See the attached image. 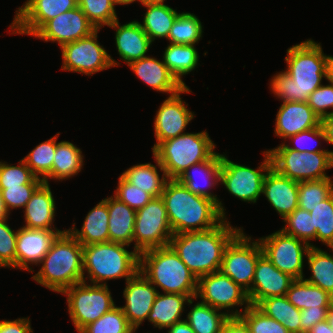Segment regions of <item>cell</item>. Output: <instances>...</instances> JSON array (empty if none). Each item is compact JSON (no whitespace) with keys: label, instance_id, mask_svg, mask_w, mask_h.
Listing matches in <instances>:
<instances>
[{"label":"cell","instance_id":"cell-6","mask_svg":"<svg viewBox=\"0 0 333 333\" xmlns=\"http://www.w3.org/2000/svg\"><path fill=\"white\" fill-rule=\"evenodd\" d=\"M139 270L158 292L196 295L198 279L170 245L141 252Z\"/></svg>","mask_w":333,"mask_h":333},{"label":"cell","instance_id":"cell-27","mask_svg":"<svg viewBox=\"0 0 333 333\" xmlns=\"http://www.w3.org/2000/svg\"><path fill=\"white\" fill-rule=\"evenodd\" d=\"M56 201L50 183H42L32 194L23 209L24 223L22 227L30 229L60 230L55 226Z\"/></svg>","mask_w":333,"mask_h":333},{"label":"cell","instance_id":"cell-63","mask_svg":"<svg viewBox=\"0 0 333 333\" xmlns=\"http://www.w3.org/2000/svg\"><path fill=\"white\" fill-rule=\"evenodd\" d=\"M167 0H141V2L153 3V4H163L165 5Z\"/></svg>","mask_w":333,"mask_h":333},{"label":"cell","instance_id":"cell-46","mask_svg":"<svg viewBox=\"0 0 333 333\" xmlns=\"http://www.w3.org/2000/svg\"><path fill=\"white\" fill-rule=\"evenodd\" d=\"M18 165L8 164L0 161V187H20L24 184H42L43 180L38 178L26 165L23 159Z\"/></svg>","mask_w":333,"mask_h":333},{"label":"cell","instance_id":"cell-34","mask_svg":"<svg viewBox=\"0 0 333 333\" xmlns=\"http://www.w3.org/2000/svg\"><path fill=\"white\" fill-rule=\"evenodd\" d=\"M146 8L143 21L138 23L147 34V36L154 42L157 39H168L170 29L175 21L177 9H173L168 4H153L141 2L140 5Z\"/></svg>","mask_w":333,"mask_h":333},{"label":"cell","instance_id":"cell-41","mask_svg":"<svg viewBox=\"0 0 333 333\" xmlns=\"http://www.w3.org/2000/svg\"><path fill=\"white\" fill-rule=\"evenodd\" d=\"M333 193V178L298 182V207L311 212Z\"/></svg>","mask_w":333,"mask_h":333},{"label":"cell","instance_id":"cell-37","mask_svg":"<svg viewBox=\"0 0 333 333\" xmlns=\"http://www.w3.org/2000/svg\"><path fill=\"white\" fill-rule=\"evenodd\" d=\"M194 300H196L195 297L187 304L191 309L184 318L185 321L195 333H220L229 316L201 301L194 303Z\"/></svg>","mask_w":333,"mask_h":333},{"label":"cell","instance_id":"cell-20","mask_svg":"<svg viewBox=\"0 0 333 333\" xmlns=\"http://www.w3.org/2000/svg\"><path fill=\"white\" fill-rule=\"evenodd\" d=\"M66 230L30 229L20 226L17 229L16 269L34 273L32 267L41 262L57 235Z\"/></svg>","mask_w":333,"mask_h":333},{"label":"cell","instance_id":"cell-13","mask_svg":"<svg viewBox=\"0 0 333 333\" xmlns=\"http://www.w3.org/2000/svg\"><path fill=\"white\" fill-rule=\"evenodd\" d=\"M195 298L229 317L240 316L250 306L247 292L220 271L198 278Z\"/></svg>","mask_w":333,"mask_h":333},{"label":"cell","instance_id":"cell-31","mask_svg":"<svg viewBox=\"0 0 333 333\" xmlns=\"http://www.w3.org/2000/svg\"><path fill=\"white\" fill-rule=\"evenodd\" d=\"M84 154L81 148L72 142L63 140L56 145L52 171L43 179L49 184V179L56 181L70 180L83 169Z\"/></svg>","mask_w":333,"mask_h":333},{"label":"cell","instance_id":"cell-62","mask_svg":"<svg viewBox=\"0 0 333 333\" xmlns=\"http://www.w3.org/2000/svg\"><path fill=\"white\" fill-rule=\"evenodd\" d=\"M327 320H328L329 326L332 328V331H333V304L331 305V307L328 310Z\"/></svg>","mask_w":333,"mask_h":333},{"label":"cell","instance_id":"cell-7","mask_svg":"<svg viewBox=\"0 0 333 333\" xmlns=\"http://www.w3.org/2000/svg\"><path fill=\"white\" fill-rule=\"evenodd\" d=\"M216 144L207 130L186 132L161 142L152 154L158 159L168 179H178L193 164L209 160Z\"/></svg>","mask_w":333,"mask_h":333},{"label":"cell","instance_id":"cell-48","mask_svg":"<svg viewBox=\"0 0 333 333\" xmlns=\"http://www.w3.org/2000/svg\"><path fill=\"white\" fill-rule=\"evenodd\" d=\"M290 142L287 141L282 142L287 148L296 150L298 152H331V150L324 149L321 145V140L325 141V134L321 127V125L297 133L288 139ZM294 143V144H293ZM317 144V145H316ZM319 146V147H318ZM322 147V148H321Z\"/></svg>","mask_w":333,"mask_h":333},{"label":"cell","instance_id":"cell-24","mask_svg":"<svg viewBox=\"0 0 333 333\" xmlns=\"http://www.w3.org/2000/svg\"><path fill=\"white\" fill-rule=\"evenodd\" d=\"M262 195L284 219L298 208V182L270 168L263 181Z\"/></svg>","mask_w":333,"mask_h":333},{"label":"cell","instance_id":"cell-15","mask_svg":"<svg viewBox=\"0 0 333 333\" xmlns=\"http://www.w3.org/2000/svg\"><path fill=\"white\" fill-rule=\"evenodd\" d=\"M263 254L283 273L302 279L305 257L310 246L296 237L277 230L258 238Z\"/></svg>","mask_w":333,"mask_h":333},{"label":"cell","instance_id":"cell-57","mask_svg":"<svg viewBox=\"0 0 333 333\" xmlns=\"http://www.w3.org/2000/svg\"><path fill=\"white\" fill-rule=\"evenodd\" d=\"M167 333H195L185 319L167 328Z\"/></svg>","mask_w":333,"mask_h":333},{"label":"cell","instance_id":"cell-35","mask_svg":"<svg viewBox=\"0 0 333 333\" xmlns=\"http://www.w3.org/2000/svg\"><path fill=\"white\" fill-rule=\"evenodd\" d=\"M286 297L299 310L329 309L333 304V296L303 279H295L292 282Z\"/></svg>","mask_w":333,"mask_h":333},{"label":"cell","instance_id":"cell-56","mask_svg":"<svg viewBox=\"0 0 333 333\" xmlns=\"http://www.w3.org/2000/svg\"><path fill=\"white\" fill-rule=\"evenodd\" d=\"M320 125L325 134V142L333 146V113L320 119ZM333 154V150H331Z\"/></svg>","mask_w":333,"mask_h":333},{"label":"cell","instance_id":"cell-4","mask_svg":"<svg viewBox=\"0 0 333 333\" xmlns=\"http://www.w3.org/2000/svg\"><path fill=\"white\" fill-rule=\"evenodd\" d=\"M83 245L67 230L51 243L49 251L37 266L39 271L31 277L48 290L62 293L83 281Z\"/></svg>","mask_w":333,"mask_h":333},{"label":"cell","instance_id":"cell-25","mask_svg":"<svg viewBox=\"0 0 333 333\" xmlns=\"http://www.w3.org/2000/svg\"><path fill=\"white\" fill-rule=\"evenodd\" d=\"M108 27L116 30L114 38L117 54L126 65L148 56L153 42L144 32L138 20L121 25L118 19Z\"/></svg>","mask_w":333,"mask_h":333},{"label":"cell","instance_id":"cell-26","mask_svg":"<svg viewBox=\"0 0 333 333\" xmlns=\"http://www.w3.org/2000/svg\"><path fill=\"white\" fill-rule=\"evenodd\" d=\"M128 67L137 78L156 92L167 93L172 96L184 88L169 72L163 60H158L153 56L132 61L128 64Z\"/></svg>","mask_w":333,"mask_h":333},{"label":"cell","instance_id":"cell-17","mask_svg":"<svg viewBox=\"0 0 333 333\" xmlns=\"http://www.w3.org/2000/svg\"><path fill=\"white\" fill-rule=\"evenodd\" d=\"M183 93L193 92L188 86L184 87L177 94L168 96L156 110L153 122L156 142L151 151L161 142L186 133V127L195 118L196 114L189 110L188 103L181 97Z\"/></svg>","mask_w":333,"mask_h":333},{"label":"cell","instance_id":"cell-19","mask_svg":"<svg viewBox=\"0 0 333 333\" xmlns=\"http://www.w3.org/2000/svg\"><path fill=\"white\" fill-rule=\"evenodd\" d=\"M125 283L123 290L125 305L120 307L130 325L134 329H139L149 316L158 290L140 270Z\"/></svg>","mask_w":333,"mask_h":333},{"label":"cell","instance_id":"cell-59","mask_svg":"<svg viewBox=\"0 0 333 333\" xmlns=\"http://www.w3.org/2000/svg\"><path fill=\"white\" fill-rule=\"evenodd\" d=\"M327 82L333 85V56L328 55L326 64V79Z\"/></svg>","mask_w":333,"mask_h":333},{"label":"cell","instance_id":"cell-61","mask_svg":"<svg viewBox=\"0 0 333 333\" xmlns=\"http://www.w3.org/2000/svg\"><path fill=\"white\" fill-rule=\"evenodd\" d=\"M140 2L141 3V0H112V2L114 3V5H130L131 3H134V2Z\"/></svg>","mask_w":333,"mask_h":333},{"label":"cell","instance_id":"cell-18","mask_svg":"<svg viewBox=\"0 0 333 333\" xmlns=\"http://www.w3.org/2000/svg\"><path fill=\"white\" fill-rule=\"evenodd\" d=\"M97 29L77 6L47 21L34 35L35 39L57 43L61 48L67 43L91 35Z\"/></svg>","mask_w":333,"mask_h":333},{"label":"cell","instance_id":"cell-2","mask_svg":"<svg viewBox=\"0 0 333 333\" xmlns=\"http://www.w3.org/2000/svg\"><path fill=\"white\" fill-rule=\"evenodd\" d=\"M227 219L204 231L171 237L169 245L197 279L219 271L226 247L243 230V227H233Z\"/></svg>","mask_w":333,"mask_h":333},{"label":"cell","instance_id":"cell-60","mask_svg":"<svg viewBox=\"0 0 333 333\" xmlns=\"http://www.w3.org/2000/svg\"><path fill=\"white\" fill-rule=\"evenodd\" d=\"M9 218V214L6 212L3 202H2V195L0 192V220Z\"/></svg>","mask_w":333,"mask_h":333},{"label":"cell","instance_id":"cell-12","mask_svg":"<svg viewBox=\"0 0 333 333\" xmlns=\"http://www.w3.org/2000/svg\"><path fill=\"white\" fill-rule=\"evenodd\" d=\"M173 236L163 198L153 197L143 208L136 211L133 249L143 251L168 246Z\"/></svg>","mask_w":333,"mask_h":333},{"label":"cell","instance_id":"cell-22","mask_svg":"<svg viewBox=\"0 0 333 333\" xmlns=\"http://www.w3.org/2000/svg\"><path fill=\"white\" fill-rule=\"evenodd\" d=\"M220 167L221 154L216 152L209 160L193 164L177 180L191 192L214 200L218 204L222 215L227 218L224 203L211 191V189L220 185Z\"/></svg>","mask_w":333,"mask_h":333},{"label":"cell","instance_id":"cell-14","mask_svg":"<svg viewBox=\"0 0 333 333\" xmlns=\"http://www.w3.org/2000/svg\"><path fill=\"white\" fill-rule=\"evenodd\" d=\"M263 254L258 239L242 230L226 247L219 271L247 293L251 290L258 258Z\"/></svg>","mask_w":333,"mask_h":333},{"label":"cell","instance_id":"cell-51","mask_svg":"<svg viewBox=\"0 0 333 333\" xmlns=\"http://www.w3.org/2000/svg\"><path fill=\"white\" fill-rule=\"evenodd\" d=\"M40 185L24 184L20 187H0L2 202L9 216L13 209H24L32 194Z\"/></svg>","mask_w":333,"mask_h":333},{"label":"cell","instance_id":"cell-45","mask_svg":"<svg viewBox=\"0 0 333 333\" xmlns=\"http://www.w3.org/2000/svg\"><path fill=\"white\" fill-rule=\"evenodd\" d=\"M78 6L96 29L110 26L118 20L112 0H77Z\"/></svg>","mask_w":333,"mask_h":333},{"label":"cell","instance_id":"cell-54","mask_svg":"<svg viewBox=\"0 0 333 333\" xmlns=\"http://www.w3.org/2000/svg\"><path fill=\"white\" fill-rule=\"evenodd\" d=\"M0 333H33L31 319L20 317L14 320H0Z\"/></svg>","mask_w":333,"mask_h":333},{"label":"cell","instance_id":"cell-5","mask_svg":"<svg viewBox=\"0 0 333 333\" xmlns=\"http://www.w3.org/2000/svg\"><path fill=\"white\" fill-rule=\"evenodd\" d=\"M127 248L115 242L83 246V281L106 286L109 280H129L139 271L140 254Z\"/></svg>","mask_w":333,"mask_h":333},{"label":"cell","instance_id":"cell-40","mask_svg":"<svg viewBox=\"0 0 333 333\" xmlns=\"http://www.w3.org/2000/svg\"><path fill=\"white\" fill-rule=\"evenodd\" d=\"M59 136L60 132L48 140L39 143L22 158L30 170L42 180L52 171L53 158Z\"/></svg>","mask_w":333,"mask_h":333},{"label":"cell","instance_id":"cell-9","mask_svg":"<svg viewBox=\"0 0 333 333\" xmlns=\"http://www.w3.org/2000/svg\"><path fill=\"white\" fill-rule=\"evenodd\" d=\"M61 294L66 296L69 317L78 333L116 306L108 285L82 281Z\"/></svg>","mask_w":333,"mask_h":333},{"label":"cell","instance_id":"cell-8","mask_svg":"<svg viewBox=\"0 0 333 333\" xmlns=\"http://www.w3.org/2000/svg\"><path fill=\"white\" fill-rule=\"evenodd\" d=\"M271 158V166L278 173L293 181H315L333 178L327 170L333 168L331 152H298L287 148L283 143L267 150Z\"/></svg>","mask_w":333,"mask_h":333},{"label":"cell","instance_id":"cell-58","mask_svg":"<svg viewBox=\"0 0 333 333\" xmlns=\"http://www.w3.org/2000/svg\"><path fill=\"white\" fill-rule=\"evenodd\" d=\"M307 333H333V331L326 319L315 324Z\"/></svg>","mask_w":333,"mask_h":333},{"label":"cell","instance_id":"cell-33","mask_svg":"<svg viewBox=\"0 0 333 333\" xmlns=\"http://www.w3.org/2000/svg\"><path fill=\"white\" fill-rule=\"evenodd\" d=\"M163 52L162 60L169 72L182 86L187 87L183 77L194 72L200 65L196 46L169 43Z\"/></svg>","mask_w":333,"mask_h":333},{"label":"cell","instance_id":"cell-36","mask_svg":"<svg viewBox=\"0 0 333 333\" xmlns=\"http://www.w3.org/2000/svg\"><path fill=\"white\" fill-rule=\"evenodd\" d=\"M329 249L333 252V248H328V251ZM306 261L311 276L309 278L304 276L302 279L333 296V253L330 254L319 247H310Z\"/></svg>","mask_w":333,"mask_h":333},{"label":"cell","instance_id":"cell-11","mask_svg":"<svg viewBox=\"0 0 333 333\" xmlns=\"http://www.w3.org/2000/svg\"><path fill=\"white\" fill-rule=\"evenodd\" d=\"M63 45L61 70L92 76L109 68L120 66L98 41V32Z\"/></svg>","mask_w":333,"mask_h":333},{"label":"cell","instance_id":"cell-32","mask_svg":"<svg viewBox=\"0 0 333 333\" xmlns=\"http://www.w3.org/2000/svg\"><path fill=\"white\" fill-rule=\"evenodd\" d=\"M153 157L155 165L151 162L138 163L127 168L120 175L129 183L148 192L153 197H160L169 179L158 159L154 155Z\"/></svg>","mask_w":333,"mask_h":333},{"label":"cell","instance_id":"cell-53","mask_svg":"<svg viewBox=\"0 0 333 333\" xmlns=\"http://www.w3.org/2000/svg\"><path fill=\"white\" fill-rule=\"evenodd\" d=\"M329 309H302L301 333H307L315 324L327 319Z\"/></svg>","mask_w":333,"mask_h":333},{"label":"cell","instance_id":"cell-52","mask_svg":"<svg viewBox=\"0 0 333 333\" xmlns=\"http://www.w3.org/2000/svg\"><path fill=\"white\" fill-rule=\"evenodd\" d=\"M307 103L320 119L333 113V85L322 84L310 94Z\"/></svg>","mask_w":333,"mask_h":333},{"label":"cell","instance_id":"cell-28","mask_svg":"<svg viewBox=\"0 0 333 333\" xmlns=\"http://www.w3.org/2000/svg\"><path fill=\"white\" fill-rule=\"evenodd\" d=\"M108 219L109 211L106 197L89 210L81 229L76 228V223H73L67 231L83 246L106 243L109 242Z\"/></svg>","mask_w":333,"mask_h":333},{"label":"cell","instance_id":"cell-43","mask_svg":"<svg viewBox=\"0 0 333 333\" xmlns=\"http://www.w3.org/2000/svg\"><path fill=\"white\" fill-rule=\"evenodd\" d=\"M313 227L316 230V240L333 247V193L310 212Z\"/></svg>","mask_w":333,"mask_h":333},{"label":"cell","instance_id":"cell-10","mask_svg":"<svg viewBox=\"0 0 333 333\" xmlns=\"http://www.w3.org/2000/svg\"><path fill=\"white\" fill-rule=\"evenodd\" d=\"M264 159L255 169L231 161L227 154H221L220 183L235 198L257 203L262 195L263 181L271 166V158L267 150L262 152Z\"/></svg>","mask_w":333,"mask_h":333},{"label":"cell","instance_id":"cell-44","mask_svg":"<svg viewBox=\"0 0 333 333\" xmlns=\"http://www.w3.org/2000/svg\"><path fill=\"white\" fill-rule=\"evenodd\" d=\"M120 306L113 307L95 322L85 326L79 333H133Z\"/></svg>","mask_w":333,"mask_h":333},{"label":"cell","instance_id":"cell-16","mask_svg":"<svg viewBox=\"0 0 333 333\" xmlns=\"http://www.w3.org/2000/svg\"><path fill=\"white\" fill-rule=\"evenodd\" d=\"M77 6V0H26L16 8L8 32L32 37L47 21Z\"/></svg>","mask_w":333,"mask_h":333},{"label":"cell","instance_id":"cell-47","mask_svg":"<svg viewBox=\"0 0 333 333\" xmlns=\"http://www.w3.org/2000/svg\"><path fill=\"white\" fill-rule=\"evenodd\" d=\"M240 317L246 322L251 333H290L280 322L265 315L255 305L246 308Z\"/></svg>","mask_w":333,"mask_h":333},{"label":"cell","instance_id":"cell-42","mask_svg":"<svg viewBox=\"0 0 333 333\" xmlns=\"http://www.w3.org/2000/svg\"><path fill=\"white\" fill-rule=\"evenodd\" d=\"M282 220L284 222V226L280 229L282 232L304 241L310 247H318L311 243V240H316V230L310 212L298 207Z\"/></svg>","mask_w":333,"mask_h":333},{"label":"cell","instance_id":"cell-39","mask_svg":"<svg viewBox=\"0 0 333 333\" xmlns=\"http://www.w3.org/2000/svg\"><path fill=\"white\" fill-rule=\"evenodd\" d=\"M203 25L198 16L191 12H179L168 35L169 43L196 45L202 39Z\"/></svg>","mask_w":333,"mask_h":333},{"label":"cell","instance_id":"cell-38","mask_svg":"<svg viewBox=\"0 0 333 333\" xmlns=\"http://www.w3.org/2000/svg\"><path fill=\"white\" fill-rule=\"evenodd\" d=\"M256 307L280 322L290 333H301V310L290 303L286 295L265 298Z\"/></svg>","mask_w":333,"mask_h":333},{"label":"cell","instance_id":"cell-1","mask_svg":"<svg viewBox=\"0 0 333 333\" xmlns=\"http://www.w3.org/2000/svg\"><path fill=\"white\" fill-rule=\"evenodd\" d=\"M286 69L274 74L269 88L282 102H307L310 94L326 79L328 55L321 43L307 39L286 50Z\"/></svg>","mask_w":333,"mask_h":333},{"label":"cell","instance_id":"cell-3","mask_svg":"<svg viewBox=\"0 0 333 333\" xmlns=\"http://www.w3.org/2000/svg\"><path fill=\"white\" fill-rule=\"evenodd\" d=\"M161 197L173 234L204 231L225 219L214 200L191 192L177 179L166 182Z\"/></svg>","mask_w":333,"mask_h":333},{"label":"cell","instance_id":"cell-49","mask_svg":"<svg viewBox=\"0 0 333 333\" xmlns=\"http://www.w3.org/2000/svg\"><path fill=\"white\" fill-rule=\"evenodd\" d=\"M8 219L0 220V268L16 269L17 230H13Z\"/></svg>","mask_w":333,"mask_h":333},{"label":"cell","instance_id":"cell-55","mask_svg":"<svg viewBox=\"0 0 333 333\" xmlns=\"http://www.w3.org/2000/svg\"><path fill=\"white\" fill-rule=\"evenodd\" d=\"M220 333H251V331L240 316H232L225 321Z\"/></svg>","mask_w":333,"mask_h":333},{"label":"cell","instance_id":"cell-23","mask_svg":"<svg viewBox=\"0 0 333 333\" xmlns=\"http://www.w3.org/2000/svg\"><path fill=\"white\" fill-rule=\"evenodd\" d=\"M319 125L320 118L307 102H282L275 118L274 135L286 141L297 133Z\"/></svg>","mask_w":333,"mask_h":333},{"label":"cell","instance_id":"cell-21","mask_svg":"<svg viewBox=\"0 0 333 333\" xmlns=\"http://www.w3.org/2000/svg\"><path fill=\"white\" fill-rule=\"evenodd\" d=\"M295 279L276 268L272 262L262 254L258 260L254 273L251 290L247 293L250 305H257L268 297L284 296Z\"/></svg>","mask_w":333,"mask_h":333},{"label":"cell","instance_id":"cell-30","mask_svg":"<svg viewBox=\"0 0 333 333\" xmlns=\"http://www.w3.org/2000/svg\"><path fill=\"white\" fill-rule=\"evenodd\" d=\"M107 205L109 242L132 245L136 211L113 195L107 197Z\"/></svg>","mask_w":333,"mask_h":333},{"label":"cell","instance_id":"cell-29","mask_svg":"<svg viewBox=\"0 0 333 333\" xmlns=\"http://www.w3.org/2000/svg\"><path fill=\"white\" fill-rule=\"evenodd\" d=\"M196 295L158 292L147 318L154 328L165 330L174 323L183 320L186 304Z\"/></svg>","mask_w":333,"mask_h":333},{"label":"cell","instance_id":"cell-50","mask_svg":"<svg viewBox=\"0 0 333 333\" xmlns=\"http://www.w3.org/2000/svg\"><path fill=\"white\" fill-rule=\"evenodd\" d=\"M113 196L135 211L143 208L153 198L151 194L132 185L121 175L118 178L117 188L115 189Z\"/></svg>","mask_w":333,"mask_h":333}]
</instances>
